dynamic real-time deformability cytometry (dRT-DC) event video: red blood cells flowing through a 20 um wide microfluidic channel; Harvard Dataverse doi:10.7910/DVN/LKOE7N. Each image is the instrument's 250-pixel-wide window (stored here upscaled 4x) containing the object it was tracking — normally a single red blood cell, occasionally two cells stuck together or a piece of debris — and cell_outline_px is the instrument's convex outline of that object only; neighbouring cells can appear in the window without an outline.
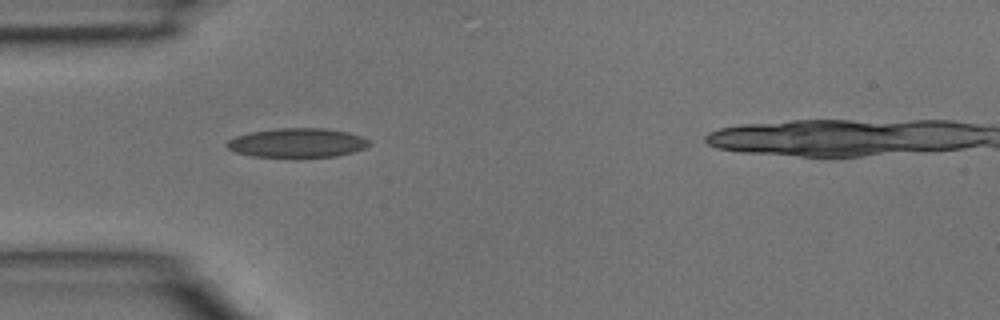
{"species": "common noctule bat (a hibernating species)", "species_latin": "Nyctalus noctula", "temperature_condition": "room temperature", "stored_images_in_passage": 2, "camera_frame_rate_fps": 3000, "um_per_image_px": 0.085, "animal": {"sex": "male", "body_mass_g": 15.6}, "frame": {"image": 1, "passage_image": 1, "time_ms": 0.0, "image_size_px": [1000, 320], "cell_outline_px": [[372, 144], [364, 148], [352, 152], [336, 156], [292, 160], [252, 156], [236, 152], [228, 148], [224, 144], [228, 140], [236, 136], [252, 132], [276, 128], [324, 128], [348, 132], [364, 136], [372, 140]], "centroid_in_image_um": [25.3, 12.18], "position_along_channel_um": 59.7, "area_um2": 25.32}}